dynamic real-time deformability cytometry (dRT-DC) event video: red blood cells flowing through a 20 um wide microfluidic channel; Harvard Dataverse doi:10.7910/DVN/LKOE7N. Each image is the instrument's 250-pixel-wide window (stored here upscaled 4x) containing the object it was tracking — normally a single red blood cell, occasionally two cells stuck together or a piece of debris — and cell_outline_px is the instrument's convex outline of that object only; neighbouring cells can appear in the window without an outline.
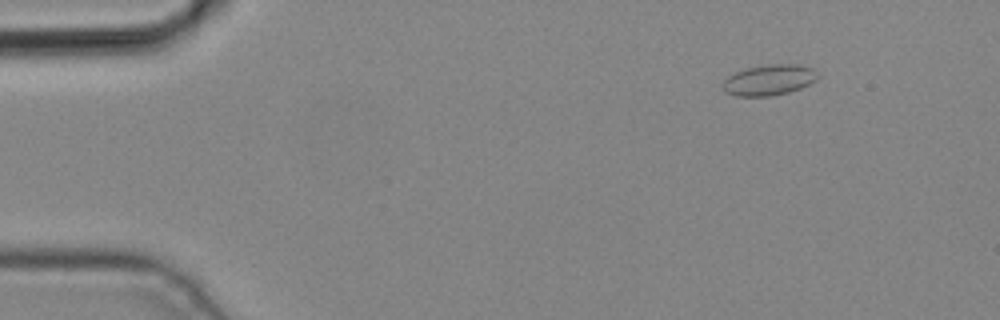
{"species": "common noctule bat (a hibernating species)", "species_latin": "Nyctalus noctula", "temperature_condition": "cold", "stored_images_in_passage": 3, "camera_frame_rate_fps": 3000, "um_per_image_px": 0.085, "animal": {"sex": "male", "body_mass_g": 19.2, "forearm_length_mm": 51.8}, "frame": {"image": 1, "passage_image": 1, "time_ms": 0.0, "image_size_px": [1000, 320], "cell_outline_px": [[820, 76], [816, 80], [800, 88], [788, 92], [772, 96], [736, 96], [724, 92], [724, 80], [728, 76], [744, 68], [768, 64], [800, 64], [812, 68]], "centroid_in_image_um": [65.38, 6.79], "position_along_channel_um": 19.6, "area_um2": 17.05}}